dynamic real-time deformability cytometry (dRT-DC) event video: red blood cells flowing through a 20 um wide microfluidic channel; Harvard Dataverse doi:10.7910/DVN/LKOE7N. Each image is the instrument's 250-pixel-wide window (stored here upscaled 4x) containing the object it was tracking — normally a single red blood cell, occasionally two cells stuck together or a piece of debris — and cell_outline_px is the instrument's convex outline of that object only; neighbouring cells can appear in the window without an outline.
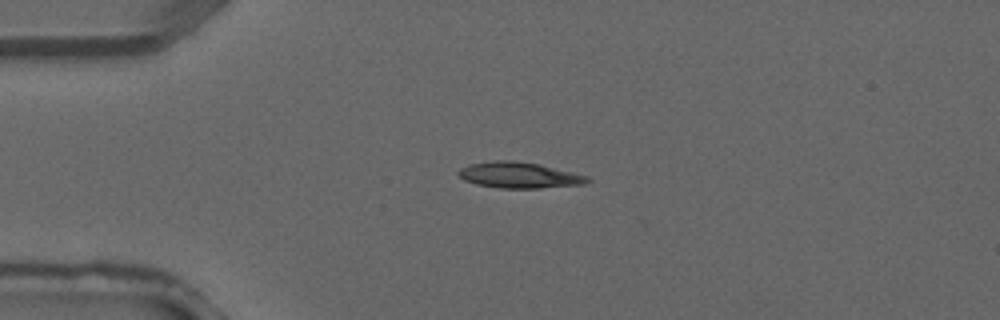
{"species": "common noctule bat (a hibernating species)", "species_latin": "Nyctalus noctula", "temperature_condition": "warm", "stored_images_in_passage": 2, "camera_frame_rate_fps": 3000, "um_per_image_px": 0.085, "animal": {"sex": "male", "forearm_length_mm": 52.5}, "frame": {"image": 1, "passage_image": 1, "time_ms": 0.0, "image_size_px": [1000, 320], "cell_outline_px": [[592, 180], [584, 184], [540, 188], [500, 188], [476, 184], [464, 180], [456, 172], [460, 168], [468, 164], [492, 160], [512, 160], [540, 164], [588, 176]], "centroid_in_image_um": [44.11, 14.88], "position_along_channel_um": 40.9, "area_um2": 19.59}}